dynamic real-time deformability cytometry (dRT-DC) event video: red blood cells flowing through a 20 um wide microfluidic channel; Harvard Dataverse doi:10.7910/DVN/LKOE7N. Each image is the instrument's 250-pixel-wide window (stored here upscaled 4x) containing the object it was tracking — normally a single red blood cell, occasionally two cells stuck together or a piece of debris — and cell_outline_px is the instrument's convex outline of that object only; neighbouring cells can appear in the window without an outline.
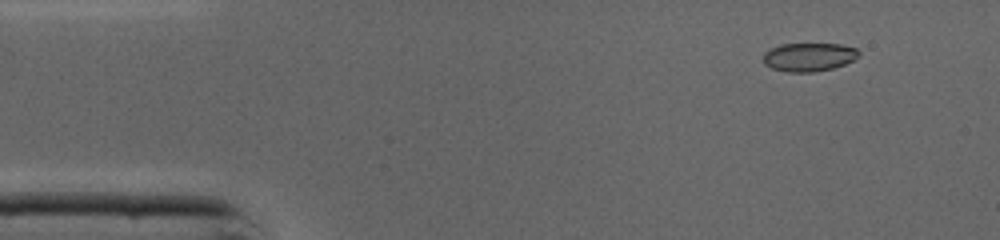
{"species": "common noctule bat (a hibernating species)", "species_latin": "Nyctalus noctula", "temperature_condition": "cold", "stored_images_in_passage": 46, "camera_frame_rate_fps": 3000, "um_per_image_px": 0.085, "animal": {"sex": "male", "body_mass_g": 19.0, "forearm_length_mm": 50.8}, "frame": {"image": 1, "passage_image": 5, "time_ms": 1.333, "image_size_px": [1000, 240], "cell_outline_px": [[860, 56], [844, 64], [832, 68], [812, 72], [788, 72], [772, 68], [764, 64], [764, 52], [768, 48], [780, 44], [840, 44], [856, 48], [860, 52]], "centroid_in_image_um": [68.74, 4.83], "position_along_channel_um": 16.3, "area_um2": 15.9}}
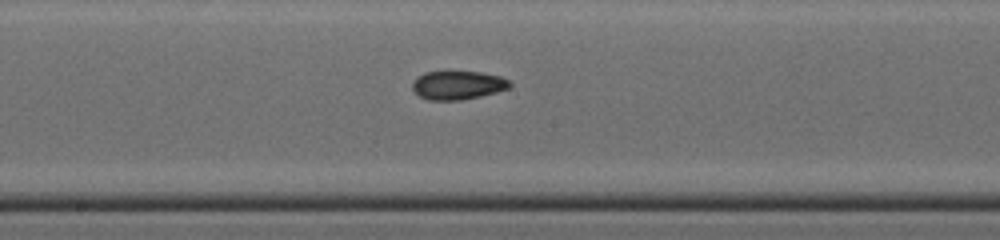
{"frame": {"image": 2, "passage_image": 24, "time_ms": 7.667, "image_size_px": [1000, 240], "cell_outline_px": [[512, 84], [508, 88], [496, 92], [480, 96], [460, 100], [428, 100], [420, 96], [412, 88], [412, 84], [424, 72], [448, 68], [452, 68], [480, 72], [500, 76], [508, 80]], "centroid_in_image_um": [38.9, 7.18], "position_along_channel_um": 209.3, "area_um2": 16.82}}
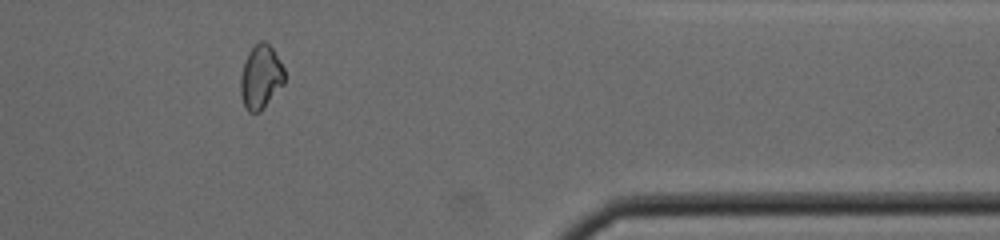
{"frame": {"image": 3, "passage_image": 38, "time_ms": 12.333, "image_size_px": [1000, 240], "cell_outline_px": [[284, 84], [260, 112], [248, 112], [244, 104], [240, 92], [240, 76], [244, 60], [248, 52], [260, 40], [264, 40], [272, 48], [284, 68]], "centroid_in_image_um": [22.15, 6.54], "position_along_channel_um": 389.3, "area_um2": 16.36}, "authors_computed_cell_mechanics": {"area_um2": 16.3574, "velocity_mm_per_s": 4.3974, "shape_relaxation_time_tau1_ms": 2.9027, "shape_relaxation_time_tau2_ms": 1.9111, "deformation_change_tau1": 0.0964, "deformation_change_tau2": 0.0625}}